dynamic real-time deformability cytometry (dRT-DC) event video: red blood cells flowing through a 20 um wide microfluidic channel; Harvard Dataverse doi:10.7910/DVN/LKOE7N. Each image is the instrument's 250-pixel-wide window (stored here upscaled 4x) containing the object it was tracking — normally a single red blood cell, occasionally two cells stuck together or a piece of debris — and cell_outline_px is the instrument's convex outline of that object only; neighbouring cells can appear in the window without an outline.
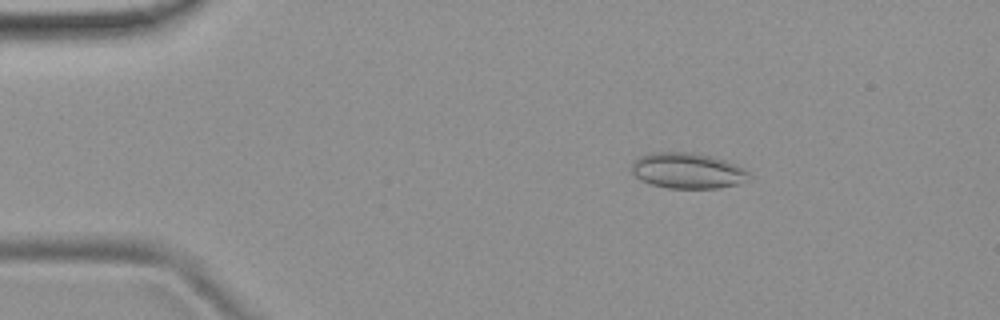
{"species": "common noctule bat (a hibernating species)", "species_latin": "Nyctalus noctula", "temperature_condition": "room temperature", "stored_images_in_passage": 4, "camera_frame_rate_fps": 3000, "um_per_image_px": 0.085, "animal": {"sex": "female", "body_mass_g": 19.9}, "frame": {"image": 1, "passage_image": 2, "time_ms": 2.0, "image_size_px": [1000, 320], "cell_outline_px": [[752, 176], [736, 184], [720, 188], [668, 188], [652, 184], [640, 180], [632, 172], [632, 164], [640, 156], [652, 152], [688, 152], [708, 156], [724, 160], [736, 164], [744, 168]], "centroid_in_image_um": [58.43, 14.51], "position_along_channel_um": 26.6, "area_um2": 24.16}}